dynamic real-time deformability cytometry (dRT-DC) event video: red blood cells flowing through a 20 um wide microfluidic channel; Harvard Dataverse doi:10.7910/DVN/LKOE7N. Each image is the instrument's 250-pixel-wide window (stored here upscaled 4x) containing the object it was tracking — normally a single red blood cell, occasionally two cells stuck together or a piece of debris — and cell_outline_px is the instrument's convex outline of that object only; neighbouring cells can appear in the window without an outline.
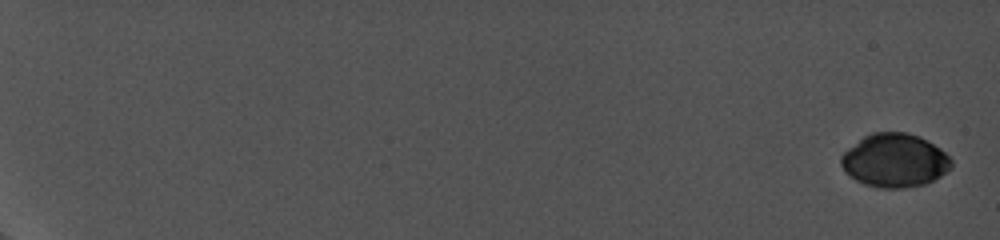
{"species": "common noctule bat (a hibernating species)", "species_latin": "Nyctalus noctula", "temperature_condition": "cold", "stored_images_in_passage": 36, "camera_frame_rate_fps": 5000, "um_per_image_px": 0.085, "animal": {"sex": "female", "body_mass_g": 19.0, "forearm_length_mm": 56.7}, "frame": {"image": 1, "passage_image": 1, "time_ms": 0.0, "image_size_px": [1000, 240], "cell_outline_px": [[952, 168], [940, 176], [924, 184], [904, 188], [880, 188], [864, 184], [856, 180], [844, 172], [840, 164], [840, 156], [848, 148], [864, 136], [872, 132], [908, 132], [920, 136], [928, 140], [940, 148], [952, 160]], "centroid_in_image_um": [76.04, 13.63], "position_along_channel_um": 9.0, "area_um2": 34.62}}
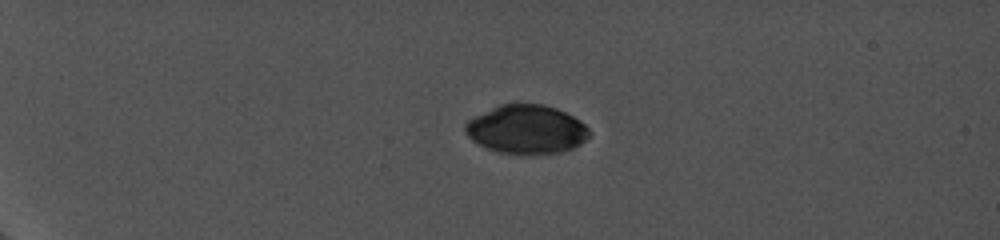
{"frame": {"image": 2, "passage_image": 27, "time_ms": 5.4, "image_size_px": [1000, 240], "cell_outline_px": [[592, 132], [580, 144], [572, 148], [560, 152], [500, 152], [488, 148], [472, 140], [464, 132], [464, 124], [468, 120], [500, 104], [544, 104], [556, 108], [580, 120]], "centroid_in_image_um": [44.75, 10.96], "position_along_channel_um": 40.3, "area_um2": 34.45}}